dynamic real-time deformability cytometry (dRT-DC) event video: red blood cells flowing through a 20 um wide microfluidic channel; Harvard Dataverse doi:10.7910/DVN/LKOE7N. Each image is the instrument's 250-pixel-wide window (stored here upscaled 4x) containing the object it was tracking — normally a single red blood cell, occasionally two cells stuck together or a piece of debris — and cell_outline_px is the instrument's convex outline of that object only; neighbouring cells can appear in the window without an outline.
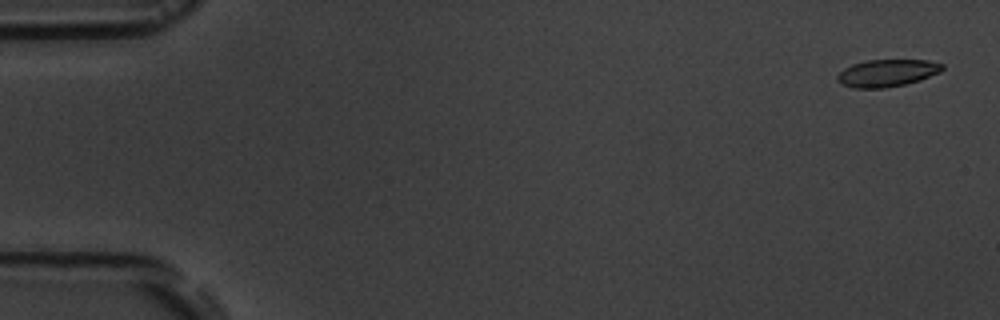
{"species": "common noctule bat (a hibernating species)", "species_latin": "Nyctalus noctula", "temperature_condition": "room temperature", "stored_images_in_passage": 6, "camera_frame_rate_fps": 3000, "um_per_image_px": 0.085, "animal": {"sex": "male", "body_mass_g": 19.5, "forearm_length_mm": 54.6}, "frame": {"image": 1, "passage_image": 1, "time_ms": 0.0, "image_size_px": [1000, 320], "cell_outline_px": [[944, 68], [940, 72], [920, 80], [904, 84], [884, 88], [852, 88], [840, 84], [836, 80], [836, 76], [844, 68], [852, 64], [868, 60], [928, 60], [944, 64]], "centroid_in_image_um": [75.38, 6.21], "position_along_channel_um": 9.6, "area_um2": 16.76}}
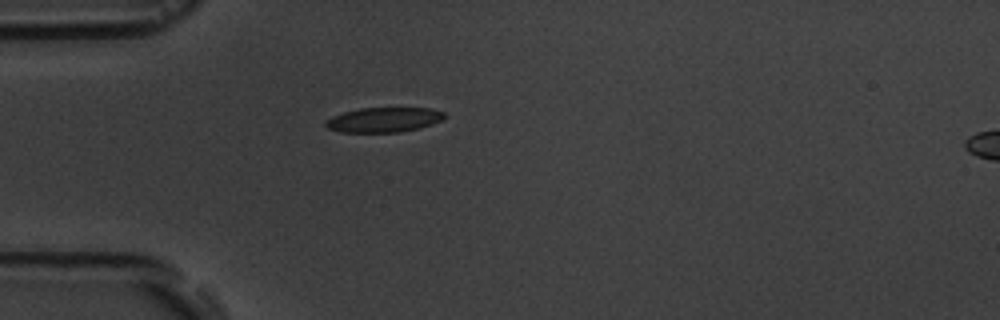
{"frame": {"image": 2, "passage_image": 5, "time_ms": 4.667, "image_size_px": [1000, 320], "cell_outline_px": [[444, 116], [440, 120], [432, 124], [420, 128], [400, 132], [340, 132], [328, 128], [324, 124], [332, 116], [344, 112], [360, 108], [432, 108], [444, 112]], "centroid_in_image_um": [32.62, 10.18], "position_along_channel_um": 52.4, "area_um2": 17.05}}